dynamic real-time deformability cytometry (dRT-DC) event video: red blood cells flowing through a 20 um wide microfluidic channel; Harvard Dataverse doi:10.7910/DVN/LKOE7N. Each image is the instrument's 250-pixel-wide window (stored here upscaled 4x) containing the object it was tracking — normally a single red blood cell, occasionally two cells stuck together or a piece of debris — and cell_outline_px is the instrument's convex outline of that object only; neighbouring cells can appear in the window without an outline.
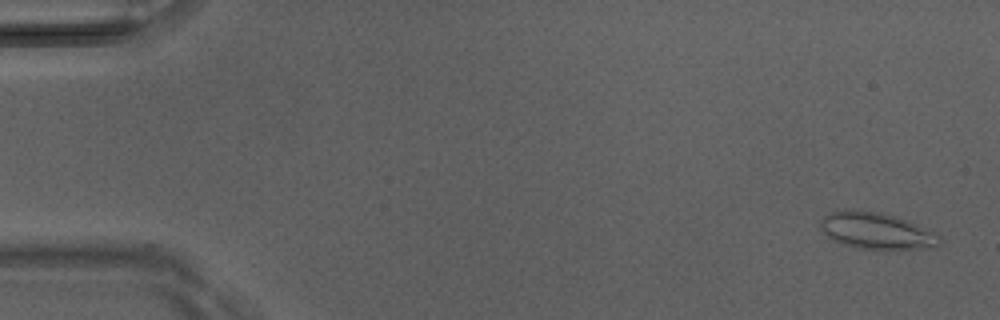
{"species": "Egyptian fruit bat (a non-hibernating species)", "species_latin": "Rousettus aegyptiacus", "temperature_condition": "room temperature", "stored_images_in_passage": 3, "camera_frame_rate_fps": 3000, "um_per_image_px": 0.085, "animal": {"sex": "male"}, "frame": {"image": 1, "passage_image": 1, "time_ms": 0.0, "image_size_px": [1000, 320], "cell_outline_px": [[944, 240], [936, 248], [888, 252], [856, 248], [832, 240], [824, 232], [820, 224], [820, 220], [824, 216], [832, 212], [844, 208], [848, 208], [880, 212], [896, 216], [928, 228], [940, 236]], "centroid_in_image_um": [74.59, 19.66], "position_along_channel_um": 10.4, "area_um2": 26.65}}